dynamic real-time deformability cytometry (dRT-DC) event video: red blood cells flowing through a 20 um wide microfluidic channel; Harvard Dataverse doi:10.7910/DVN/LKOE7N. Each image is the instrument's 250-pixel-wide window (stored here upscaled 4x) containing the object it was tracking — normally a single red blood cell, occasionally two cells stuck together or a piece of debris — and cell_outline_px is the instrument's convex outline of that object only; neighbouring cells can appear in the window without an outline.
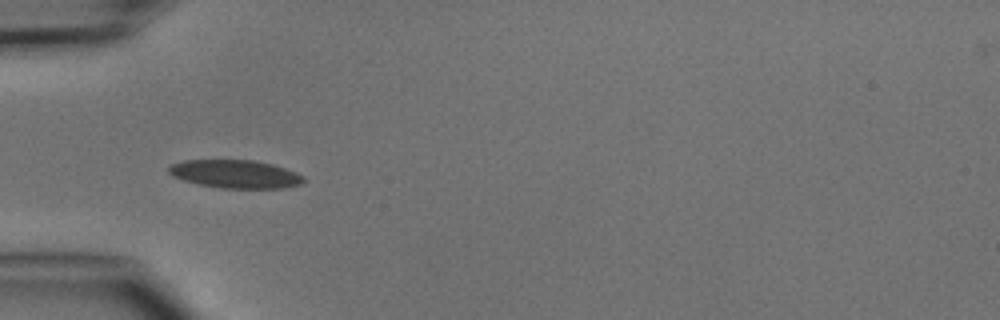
{"species": "common noctule bat (a hibernating species)", "species_latin": "Nyctalus noctula", "temperature_condition": "cold", "stored_images_in_passage": 4, "camera_frame_rate_fps": 3000, "um_per_image_px": 0.085, "animal": {"sex": "male", "body_mass_g": 15.6}, "frame": {"image": 1, "passage_image": 3, "time_ms": 2.333, "image_size_px": [1000, 320], "cell_outline_px": [[304, 180], [300, 184], [284, 188], [220, 188], [200, 184], [184, 180], [172, 176], [168, 172], [168, 168], [172, 164], [184, 160], [252, 160], [272, 164], [296, 172], [304, 176]], "centroid_in_image_um": [20.0, 14.79], "position_along_channel_um": 65.0, "area_um2": 22.02}}